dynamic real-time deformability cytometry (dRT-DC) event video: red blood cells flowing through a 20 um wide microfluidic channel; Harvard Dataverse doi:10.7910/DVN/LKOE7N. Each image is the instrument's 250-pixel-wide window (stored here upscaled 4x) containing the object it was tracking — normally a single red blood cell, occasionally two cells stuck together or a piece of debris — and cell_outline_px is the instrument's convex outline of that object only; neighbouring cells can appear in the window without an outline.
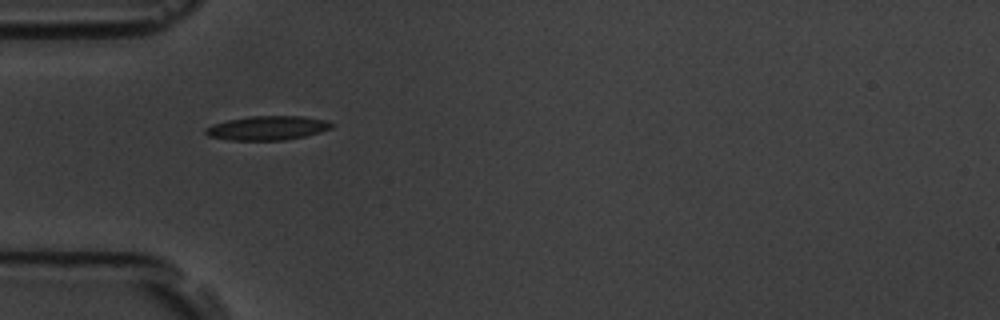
{"species": "common noctule bat (a hibernating species)", "species_latin": "Nyctalus noctula", "temperature_condition": "room temperature", "stored_images_in_passage": 7, "camera_frame_rate_fps": 3000, "um_per_image_px": 0.085, "animal": {"sex": "male", "body_mass_g": 19.5, "forearm_length_mm": 54.6}, "frame": {"image": 1, "passage_image": 7, "time_ms": 7.0, "image_size_px": [1000, 320], "cell_outline_px": [[336, 124], [332, 128], [320, 132], [304, 136], [284, 140], [228, 140], [208, 136], [204, 132], [204, 128], [212, 124], [228, 120], [248, 116], [304, 116], [328, 120]], "centroid_in_image_um": [22.75, 10.87], "position_along_channel_um": 62.3, "area_um2": 17.92}}